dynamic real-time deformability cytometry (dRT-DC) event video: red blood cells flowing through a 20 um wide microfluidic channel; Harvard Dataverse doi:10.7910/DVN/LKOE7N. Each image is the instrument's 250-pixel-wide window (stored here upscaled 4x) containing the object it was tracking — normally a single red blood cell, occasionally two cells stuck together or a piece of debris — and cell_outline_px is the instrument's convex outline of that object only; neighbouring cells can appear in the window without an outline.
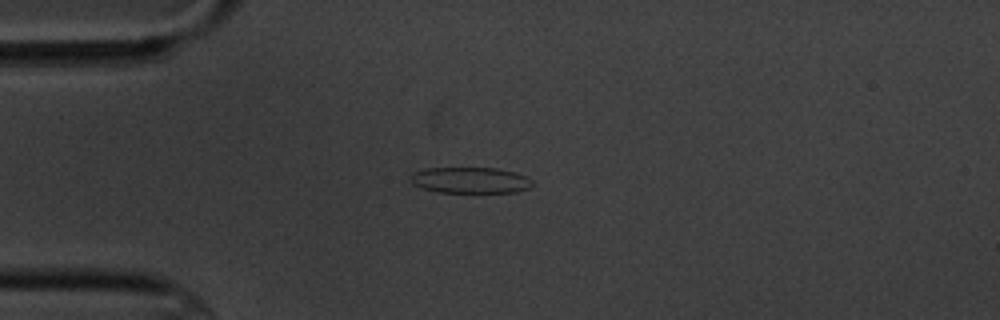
{"species": "common noctule bat (a hibernating species)", "species_latin": "Nyctalus noctula", "temperature_condition": "cold", "stored_images_in_passage": 2, "camera_frame_rate_fps": 3000, "um_per_image_px": 0.085, "animal": {"sex": "male", "body_mass_g": 20.1, "forearm_length_mm": 53.5}, "frame": {"image": 1, "passage_image": 1, "time_ms": 0.0, "image_size_px": [1000, 320], "cell_outline_px": [[532, 184], [528, 188], [516, 192], [436, 192], [412, 184], [412, 172], [428, 168], [496, 168], [516, 172], [532, 180]], "centroid_in_image_um": [39.98, 15.31], "position_along_channel_um": 45.0, "area_um2": 18.32}}